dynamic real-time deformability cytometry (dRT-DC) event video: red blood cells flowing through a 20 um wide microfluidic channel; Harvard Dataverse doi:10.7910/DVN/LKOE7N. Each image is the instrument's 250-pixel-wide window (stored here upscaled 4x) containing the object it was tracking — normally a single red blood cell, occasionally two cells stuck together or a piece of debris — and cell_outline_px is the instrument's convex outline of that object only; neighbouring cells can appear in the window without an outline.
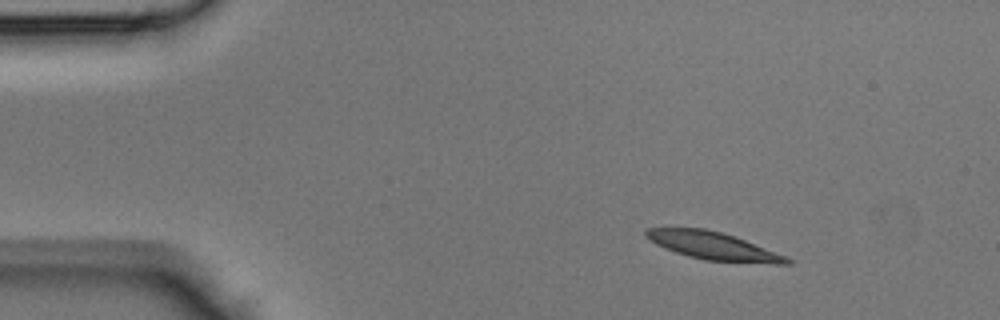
{"species": "Egyptian fruit bat (a non-hibernating species)", "species_latin": "Rousettus aegyptiacus", "temperature_condition": "room temperature", "stored_images_in_passage": 42, "camera_frame_rate_fps": 3000, "um_per_image_px": 0.085, "animal": {"sex": "male"}, "frame": {"image": 1, "passage_image": 1, "time_ms": 0.0, "image_size_px": [1000, 320], "cell_outline_px": [[792, 264], [776, 264], [704, 260], [688, 256], [676, 252], [656, 244], [644, 236], [644, 228], [704, 228], [720, 232], [744, 240], [788, 256], [792, 260]], "centroid_in_image_um": [60.63, 20.91], "position_along_channel_um": 24.4, "area_um2": 22.66}}
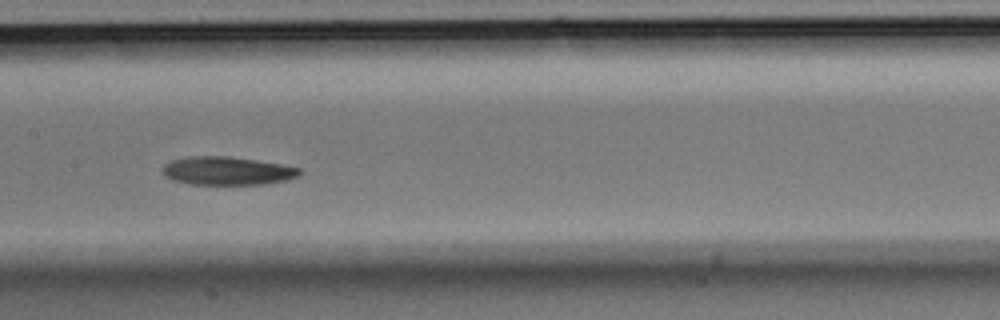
{"frame": {"image": 2, "passage_image": 18, "time_ms": 5.667, "image_size_px": [1000, 320], "cell_outline_px": [[304, 172], [288, 180], [264, 184], [192, 184], [172, 180], [164, 176], [160, 172], [160, 168], [164, 164], [172, 160], [188, 156], [228, 156], [256, 160], [280, 164], [300, 168]], "centroid_in_image_um": [19.27, 14.52], "position_along_channel_um": 188.1, "area_um2": 22.77}}
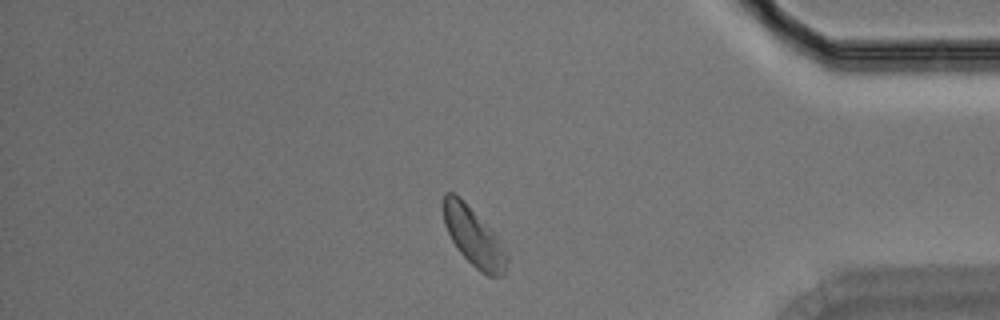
{"frame": {"image": 3, "passage_image": 35, "time_ms": 11.333, "image_size_px": [1000, 320], "cell_outline_px": [[508, 260], [504, 276], [488, 276], [480, 272], [456, 248], [444, 224], [440, 204], [440, 200], [444, 192], [452, 192], [496, 236], [508, 256]], "centroid_in_image_um": [40.21, 20.16], "position_along_channel_um": 395.0, "area_um2": 21.1}}